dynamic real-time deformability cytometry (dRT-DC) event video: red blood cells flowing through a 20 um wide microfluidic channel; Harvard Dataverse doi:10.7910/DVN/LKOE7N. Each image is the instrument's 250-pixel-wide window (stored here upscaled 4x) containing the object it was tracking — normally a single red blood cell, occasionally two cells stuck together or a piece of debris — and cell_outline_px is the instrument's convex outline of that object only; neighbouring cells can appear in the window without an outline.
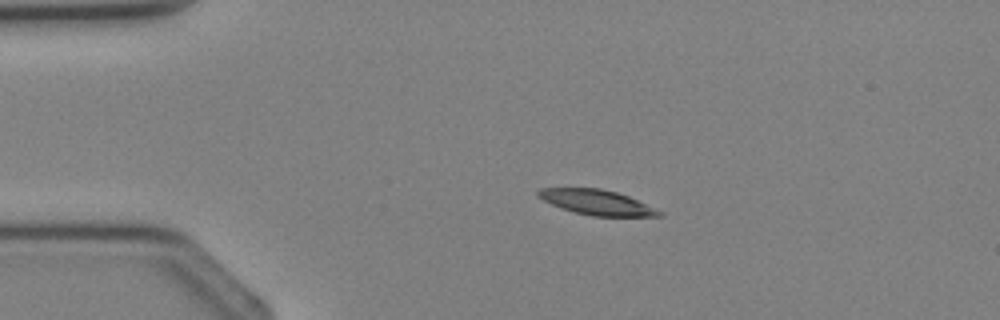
{"species": "Egyptian fruit bat (a non-hibernating species)", "species_latin": "Rousettus aegyptiacus", "temperature_condition": "cold", "stored_images_in_passage": 5, "camera_frame_rate_fps": 3000, "um_per_image_px": 0.085, "animal": {"sex": "female"}, "frame": {"image": 1, "passage_image": 3, "time_ms": 2.333, "image_size_px": [1000, 320], "cell_outline_px": [[664, 216], [592, 216], [576, 212], [552, 204], [536, 196], [536, 192], [540, 188], [600, 188], [616, 192], [628, 196], [664, 212]], "centroid_in_image_um": [50.74, 17.19], "position_along_channel_um": 34.3, "area_um2": 17.46}}
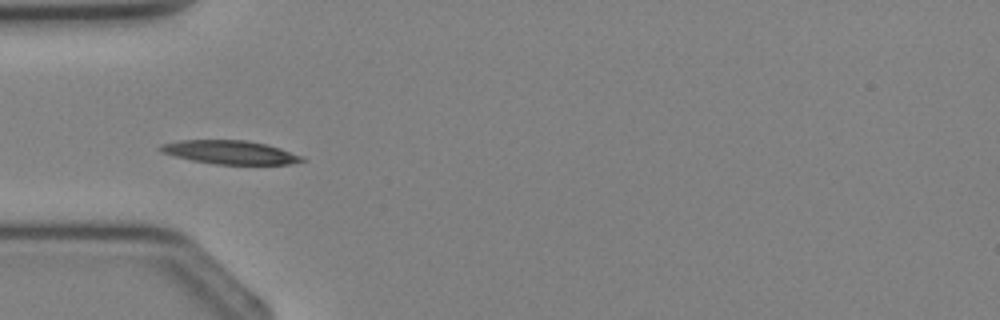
{"frame": {"image": 2, "passage_image": 4, "time_ms": 3.667, "image_size_px": [1000, 320], "cell_outline_px": [[308, 160], [288, 164], [216, 164], [192, 160], [160, 152], [156, 148], [160, 144], [180, 140], [248, 140], [268, 144], [304, 156]], "centroid_in_image_um": [19.57, 12.93], "position_along_channel_um": 65.4, "area_um2": 19.59}}
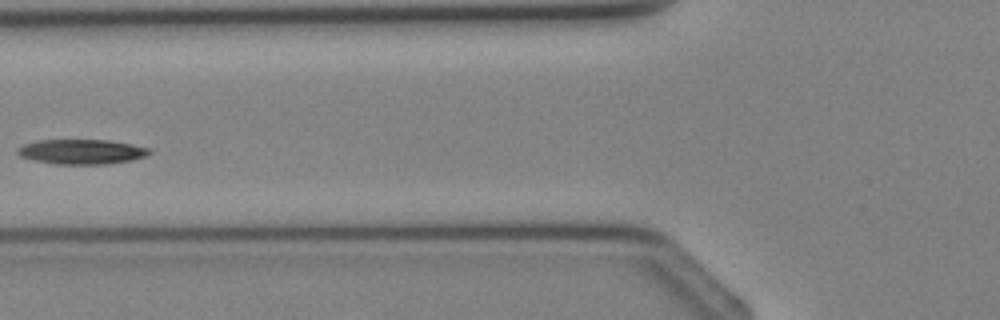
{"frame": {"image": 3, "passage_image": 5, "time_ms": 4.667, "image_size_px": [1000, 320], "cell_outline_px": [[152, 152], [144, 156], [132, 160], [108, 164], [56, 164], [32, 160], [20, 156], [16, 152], [16, 148], [24, 144], [36, 140], [108, 140], [132, 144], [152, 148]], "centroid_in_image_um": [6.93, 12.89], "position_along_channel_um": 118.9, "area_um2": 19.25}}